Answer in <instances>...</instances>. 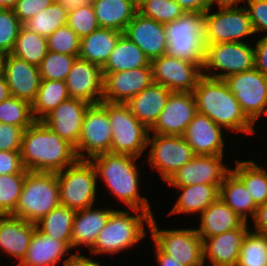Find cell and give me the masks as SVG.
<instances>
[{"mask_svg":"<svg viewBox=\"0 0 267 266\" xmlns=\"http://www.w3.org/2000/svg\"><path fill=\"white\" fill-rule=\"evenodd\" d=\"M20 153L24 168L32 172L58 173L78 160L75 147L42 121L24 130Z\"/></svg>","mask_w":267,"mask_h":266,"instance_id":"obj_1","label":"cell"},{"mask_svg":"<svg viewBox=\"0 0 267 266\" xmlns=\"http://www.w3.org/2000/svg\"><path fill=\"white\" fill-rule=\"evenodd\" d=\"M192 93L197 113L209 117L225 129L255 133L254 124L243 113L240 103L223 79L202 76Z\"/></svg>","mask_w":267,"mask_h":266,"instance_id":"obj_2","label":"cell"},{"mask_svg":"<svg viewBox=\"0 0 267 266\" xmlns=\"http://www.w3.org/2000/svg\"><path fill=\"white\" fill-rule=\"evenodd\" d=\"M137 157L126 154L103 153L91 159L105 185L117 198L131 209L147 211L151 215L148 199L139 192V172L135 164Z\"/></svg>","mask_w":267,"mask_h":266,"instance_id":"obj_3","label":"cell"},{"mask_svg":"<svg viewBox=\"0 0 267 266\" xmlns=\"http://www.w3.org/2000/svg\"><path fill=\"white\" fill-rule=\"evenodd\" d=\"M165 55L197 64L205 63V16L202 12H185L176 20L164 24Z\"/></svg>","mask_w":267,"mask_h":266,"instance_id":"obj_4","label":"cell"},{"mask_svg":"<svg viewBox=\"0 0 267 266\" xmlns=\"http://www.w3.org/2000/svg\"><path fill=\"white\" fill-rule=\"evenodd\" d=\"M61 205L57 173L28 171L13 216L37 223Z\"/></svg>","mask_w":267,"mask_h":266,"instance_id":"obj_5","label":"cell"},{"mask_svg":"<svg viewBox=\"0 0 267 266\" xmlns=\"http://www.w3.org/2000/svg\"><path fill=\"white\" fill-rule=\"evenodd\" d=\"M137 216L128 211L114 210L105 227L100 231L94 245L90 248L94 254H115L128 249L146 236L144 221L150 223L151 215L147 211L132 209ZM139 212H141L139 214Z\"/></svg>","mask_w":267,"mask_h":266,"instance_id":"obj_6","label":"cell"},{"mask_svg":"<svg viewBox=\"0 0 267 266\" xmlns=\"http://www.w3.org/2000/svg\"><path fill=\"white\" fill-rule=\"evenodd\" d=\"M61 205L75 211L93 206L97 172L91 160L78 159L57 173Z\"/></svg>","mask_w":267,"mask_h":266,"instance_id":"obj_7","label":"cell"},{"mask_svg":"<svg viewBox=\"0 0 267 266\" xmlns=\"http://www.w3.org/2000/svg\"><path fill=\"white\" fill-rule=\"evenodd\" d=\"M106 110L112 129L111 153L138 158L147 149L149 129L126 104L106 102Z\"/></svg>","mask_w":267,"mask_h":266,"instance_id":"obj_8","label":"cell"},{"mask_svg":"<svg viewBox=\"0 0 267 266\" xmlns=\"http://www.w3.org/2000/svg\"><path fill=\"white\" fill-rule=\"evenodd\" d=\"M219 10L205 13V43L242 42L241 38L255 34L245 7L238 2H217ZM211 13V14H210Z\"/></svg>","mask_w":267,"mask_h":266,"instance_id":"obj_9","label":"cell"},{"mask_svg":"<svg viewBox=\"0 0 267 266\" xmlns=\"http://www.w3.org/2000/svg\"><path fill=\"white\" fill-rule=\"evenodd\" d=\"M254 47L243 42H222L206 45L202 75L213 79H225L233 74L254 69ZM219 70L224 72H217ZM217 70V71H216ZM216 71L215 73H212ZM211 72V74H210Z\"/></svg>","mask_w":267,"mask_h":266,"instance_id":"obj_10","label":"cell"},{"mask_svg":"<svg viewBox=\"0 0 267 266\" xmlns=\"http://www.w3.org/2000/svg\"><path fill=\"white\" fill-rule=\"evenodd\" d=\"M151 238L163 253L183 266H203V240L196 229L160 230L152 216Z\"/></svg>","mask_w":267,"mask_h":266,"instance_id":"obj_11","label":"cell"},{"mask_svg":"<svg viewBox=\"0 0 267 266\" xmlns=\"http://www.w3.org/2000/svg\"><path fill=\"white\" fill-rule=\"evenodd\" d=\"M111 143L112 129L106 102L90 104L84 114L81 136L75 148L78 159L91 160L95 156L111 152Z\"/></svg>","mask_w":267,"mask_h":266,"instance_id":"obj_12","label":"cell"},{"mask_svg":"<svg viewBox=\"0 0 267 266\" xmlns=\"http://www.w3.org/2000/svg\"><path fill=\"white\" fill-rule=\"evenodd\" d=\"M246 117L255 124L260 115L267 116V76L257 69L233 74L224 79Z\"/></svg>","mask_w":267,"mask_h":266,"instance_id":"obj_13","label":"cell"},{"mask_svg":"<svg viewBox=\"0 0 267 266\" xmlns=\"http://www.w3.org/2000/svg\"><path fill=\"white\" fill-rule=\"evenodd\" d=\"M148 146L151 148L148 161L165 182L195 156L183 136L154 134L151 138L149 134Z\"/></svg>","mask_w":267,"mask_h":266,"instance_id":"obj_14","label":"cell"},{"mask_svg":"<svg viewBox=\"0 0 267 266\" xmlns=\"http://www.w3.org/2000/svg\"><path fill=\"white\" fill-rule=\"evenodd\" d=\"M153 82L163 85L171 92H193L202 69L195 63L162 55L151 60Z\"/></svg>","mask_w":267,"mask_h":266,"instance_id":"obj_15","label":"cell"},{"mask_svg":"<svg viewBox=\"0 0 267 266\" xmlns=\"http://www.w3.org/2000/svg\"><path fill=\"white\" fill-rule=\"evenodd\" d=\"M222 160V155H195L167 183L174 188L196 184H210L220 188L225 177L231 172L230 168L223 165Z\"/></svg>","mask_w":267,"mask_h":266,"instance_id":"obj_16","label":"cell"},{"mask_svg":"<svg viewBox=\"0 0 267 266\" xmlns=\"http://www.w3.org/2000/svg\"><path fill=\"white\" fill-rule=\"evenodd\" d=\"M196 114L197 107L192 92H171L166 106L149 131L159 135L183 136Z\"/></svg>","mask_w":267,"mask_h":266,"instance_id":"obj_17","label":"cell"},{"mask_svg":"<svg viewBox=\"0 0 267 266\" xmlns=\"http://www.w3.org/2000/svg\"><path fill=\"white\" fill-rule=\"evenodd\" d=\"M103 76V101L108 103L125 104L153 83L151 67L103 73Z\"/></svg>","mask_w":267,"mask_h":266,"instance_id":"obj_18","label":"cell"},{"mask_svg":"<svg viewBox=\"0 0 267 266\" xmlns=\"http://www.w3.org/2000/svg\"><path fill=\"white\" fill-rule=\"evenodd\" d=\"M103 80L102 67L77 57L65 82L70 98L95 104L103 101Z\"/></svg>","mask_w":267,"mask_h":266,"instance_id":"obj_19","label":"cell"},{"mask_svg":"<svg viewBox=\"0 0 267 266\" xmlns=\"http://www.w3.org/2000/svg\"><path fill=\"white\" fill-rule=\"evenodd\" d=\"M90 103L69 98L61 102L42 122L75 148L82 132L83 117Z\"/></svg>","mask_w":267,"mask_h":266,"instance_id":"obj_20","label":"cell"},{"mask_svg":"<svg viewBox=\"0 0 267 266\" xmlns=\"http://www.w3.org/2000/svg\"><path fill=\"white\" fill-rule=\"evenodd\" d=\"M3 75L10 88L11 96L30 104L35 101L42 80L38 66L29 64L12 54H6Z\"/></svg>","mask_w":267,"mask_h":266,"instance_id":"obj_21","label":"cell"},{"mask_svg":"<svg viewBox=\"0 0 267 266\" xmlns=\"http://www.w3.org/2000/svg\"><path fill=\"white\" fill-rule=\"evenodd\" d=\"M123 34L134 42L150 61L165 55L167 43L164 24L137 12Z\"/></svg>","mask_w":267,"mask_h":266,"instance_id":"obj_22","label":"cell"},{"mask_svg":"<svg viewBox=\"0 0 267 266\" xmlns=\"http://www.w3.org/2000/svg\"><path fill=\"white\" fill-rule=\"evenodd\" d=\"M222 126L197 113L183 134L195 155H222L224 140Z\"/></svg>","mask_w":267,"mask_h":266,"instance_id":"obj_23","label":"cell"},{"mask_svg":"<svg viewBox=\"0 0 267 266\" xmlns=\"http://www.w3.org/2000/svg\"><path fill=\"white\" fill-rule=\"evenodd\" d=\"M245 223L239 229L226 231L203 241V262L208 257L212 266H237L242 242L249 229Z\"/></svg>","mask_w":267,"mask_h":266,"instance_id":"obj_24","label":"cell"},{"mask_svg":"<svg viewBox=\"0 0 267 266\" xmlns=\"http://www.w3.org/2000/svg\"><path fill=\"white\" fill-rule=\"evenodd\" d=\"M35 229V223L25 221L12 214H0L1 250L17 258L20 263L28 251V246Z\"/></svg>","mask_w":267,"mask_h":266,"instance_id":"obj_25","label":"cell"},{"mask_svg":"<svg viewBox=\"0 0 267 266\" xmlns=\"http://www.w3.org/2000/svg\"><path fill=\"white\" fill-rule=\"evenodd\" d=\"M170 93L168 88L153 82L125 104L131 113L150 129L166 106Z\"/></svg>","mask_w":267,"mask_h":266,"instance_id":"obj_26","label":"cell"},{"mask_svg":"<svg viewBox=\"0 0 267 266\" xmlns=\"http://www.w3.org/2000/svg\"><path fill=\"white\" fill-rule=\"evenodd\" d=\"M70 249L71 242L50 238L35 229L28 251L17 266H55Z\"/></svg>","mask_w":267,"mask_h":266,"instance_id":"obj_27","label":"cell"},{"mask_svg":"<svg viewBox=\"0 0 267 266\" xmlns=\"http://www.w3.org/2000/svg\"><path fill=\"white\" fill-rule=\"evenodd\" d=\"M92 207L75 212L71 234V248L82 245L88 247V249L91 248L114 211V209H95Z\"/></svg>","mask_w":267,"mask_h":266,"instance_id":"obj_28","label":"cell"},{"mask_svg":"<svg viewBox=\"0 0 267 266\" xmlns=\"http://www.w3.org/2000/svg\"><path fill=\"white\" fill-rule=\"evenodd\" d=\"M200 215V227L196 230L203 241L226 231L239 229L246 223L219 197Z\"/></svg>","mask_w":267,"mask_h":266,"instance_id":"obj_29","label":"cell"},{"mask_svg":"<svg viewBox=\"0 0 267 266\" xmlns=\"http://www.w3.org/2000/svg\"><path fill=\"white\" fill-rule=\"evenodd\" d=\"M100 28H111L124 33L138 12L136 0H92Z\"/></svg>","mask_w":267,"mask_h":266,"instance_id":"obj_30","label":"cell"},{"mask_svg":"<svg viewBox=\"0 0 267 266\" xmlns=\"http://www.w3.org/2000/svg\"><path fill=\"white\" fill-rule=\"evenodd\" d=\"M123 33L111 28H98L81 38L79 58L103 67Z\"/></svg>","mask_w":267,"mask_h":266,"instance_id":"obj_31","label":"cell"},{"mask_svg":"<svg viewBox=\"0 0 267 266\" xmlns=\"http://www.w3.org/2000/svg\"><path fill=\"white\" fill-rule=\"evenodd\" d=\"M151 61L145 53L129 38L122 34L106 64L102 67L103 73L128 71L142 67H151Z\"/></svg>","mask_w":267,"mask_h":266,"instance_id":"obj_32","label":"cell"},{"mask_svg":"<svg viewBox=\"0 0 267 266\" xmlns=\"http://www.w3.org/2000/svg\"><path fill=\"white\" fill-rule=\"evenodd\" d=\"M219 198L246 223H248V215H251L252 219L254 218L258 206L254 203L243 182L232 171L225 177L219 188Z\"/></svg>","mask_w":267,"mask_h":266,"instance_id":"obj_33","label":"cell"},{"mask_svg":"<svg viewBox=\"0 0 267 266\" xmlns=\"http://www.w3.org/2000/svg\"><path fill=\"white\" fill-rule=\"evenodd\" d=\"M176 188L181 189L182 192L169 215L184 212L201 214L219 197V188L216 185L196 184Z\"/></svg>","mask_w":267,"mask_h":266,"instance_id":"obj_34","label":"cell"},{"mask_svg":"<svg viewBox=\"0 0 267 266\" xmlns=\"http://www.w3.org/2000/svg\"><path fill=\"white\" fill-rule=\"evenodd\" d=\"M65 81L41 80L35 101L31 104L35 121H42L61 102L69 99ZM38 115V117H37Z\"/></svg>","mask_w":267,"mask_h":266,"instance_id":"obj_35","label":"cell"},{"mask_svg":"<svg viewBox=\"0 0 267 266\" xmlns=\"http://www.w3.org/2000/svg\"><path fill=\"white\" fill-rule=\"evenodd\" d=\"M231 171L243 182L254 203L259 206L267 202V171L254 161L236 160Z\"/></svg>","mask_w":267,"mask_h":266,"instance_id":"obj_36","label":"cell"},{"mask_svg":"<svg viewBox=\"0 0 267 266\" xmlns=\"http://www.w3.org/2000/svg\"><path fill=\"white\" fill-rule=\"evenodd\" d=\"M75 212L73 209L59 205L35 223L36 229L50 238L71 242Z\"/></svg>","mask_w":267,"mask_h":266,"instance_id":"obj_37","label":"cell"},{"mask_svg":"<svg viewBox=\"0 0 267 266\" xmlns=\"http://www.w3.org/2000/svg\"><path fill=\"white\" fill-rule=\"evenodd\" d=\"M48 52L47 38L20 28L15 46L11 54L19 59L25 60L29 64L39 66Z\"/></svg>","mask_w":267,"mask_h":266,"instance_id":"obj_38","label":"cell"},{"mask_svg":"<svg viewBox=\"0 0 267 266\" xmlns=\"http://www.w3.org/2000/svg\"><path fill=\"white\" fill-rule=\"evenodd\" d=\"M68 11L63 4L54 2L47 9H43L23 23V27L47 38L59 27L67 25Z\"/></svg>","mask_w":267,"mask_h":266,"instance_id":"obj_39","label":"cell"},{"mask_svg":"<svg viewBox=\"0 0 267 266\" xmlns=\"http://www.w3.org/2000/svg\"><path fill=\"white\" fill-rule=\"evenodd\" d=\"M237 266H267V235L247 232Z\"/></svg>","mask_w":267,"mask_h":266,"instance_id":"obj_40","label":"cell"},{"mask_svg":"<svg viewBox=\"0 0 267 266\" xmlns=\"http://www.w3.org/2000/svg\"><path fill=\"white\" fill-rule=\"evenodd\" d=\"M34 121L29 102L11 96L0 103V123L26 129Z\"/></svg>","mask_w":267,"mask_h":266,"instance_id":"obj_41","label":"cell"},{"mask_svg":"<svg viewBox=\"0 0 267 266\" xmlns=\"http://www.w3.org/2000/svg\"><path fill=\"white\" fill-rule=\"evenodd\" d=\"M28 170L21 173L0 175V214H13L21 195Z\"/></svg>","mask_w":267,"mask_h":266,"instance_id":"obj_42","label":"cell"},{"mask_svg":"<svg viewBox=\"0 0 267 266\" xmlns=\"http://www.w3.org/2000/svg\"><path fill=\"white\" fill-rule=\"evenodd\" d=\"M138 12L159 23H170L181 17L185 11L175 0H141Z\"/></svg>","mask_w":267,"mask_h":266,"instance_id":"obj_43","label":"cell"},{"mask_svg":"<svg viewBox=\"0 0 267 266\" xmlns=\"http://www.w3.org/2000/svg\"><path fill=\"white\" fill-rule=\"evenodd\" d=\"M77 56L48 51L38 66L42 80L65 81Z\"/></svg>","mask_w":267,"mask_h":266,"instance_id":"obj_44","label":"cell"},{"mask_svg":"<svg viewBox=\"0 0 267 266\" xmlns=\"http://www.w3.org/2000/svg\"><path fill=\"white\" fill-rule=\"evenodd\" d=\"M47 43L48 51L79 57L81 38L68 25L48 36Z\"/></svg>","mask_w":267,"mask_h":266,"instance_id":"obj_45","label":"cell"},{"mask_svg":"<svg viewBox=\"0 0 267 266\" xmlns=\"http://www.w3.org/2000/svg\"><path fill=\"white\" fill-rule=\"evenodd\" d=\"M23 24L12 9H0V52L11 54Z\"/></svg>","mask_w":267,"mask_h":266,"instance_id":"obj_46","label":"cell"},{"mask_svg":"<svg viewBox=\"0 0 267 266\" xmlns=\"http://www.w3.org/2000/svg\"><path fill=\"white\" fill-rule=\"evenodd\" d=\"M67 25L83 38L99 28L93 5H86L68 11Z\"/></svg>","mask_w":267,"mask_h":266,"instance_id":"obj_47","label":"cell"},{"mask_svg":"<svg viewBox=\"0 0 267 266\" xmlns=\"http://www.w3.org/2000/svg\"><path fill=\"white\" fill-rule=\"evenodd\" d=\"M24 128L0 123V151L20 152Z\"/></svg>","mask_w":267,"mask_h":266,"instance_id":"obj_48","label":"cell"},{"mask_svg":"<svg viewBox=\"0 0 267 266\" xmlns=\"http://www.w3.org/2000/svg\"><path fill=\"white\" fill-rule=\"evenodd\" d=\"M52 3H54L53 0H19L12 10L23 24L43 9H47Z\"/></svg>","mask_w":267,"mask_h":266,"instance_id":"obj_49","label":"cell"},{"mask_svg":"<svg viewBox=\"0 0 267 266\" xmlns=\"http://www.w3.org/2000/svg\"><path fill=\"white\" fill-rule=\"evenodd\" d=\"M245 1V0H242ZM247 10L255 33L267 31V0H246Z\"/></svg>","mask_w":267,"mask_h":266,"instance_id":"obj_50","label":"cell"},{"mask_svg":"<svg viewBox=\"0 0 267 266\" xmlns=\"http://www.w3.org/2000/svg\"><path fill=\"white\" fill-rule=\"evenodd\" d=\"M24 169L20 152L0 151V175L21 173Z\"/></svg>","mask_w":267,"mask_h":266,"instance_id":"obj_51","label":"cell"},{"mask_svg":"<svg viewBox=\"0 0 267 266\" xmlns=\"http://www.w3.org/2000/svg\"><path fill=\"white\" fill-rule=\"evenodd\" d=\"M254 47V68L267 76V35L259 39Z\"/></svg>","mask_w":267,"mask_h":266,"instance_id":"obj_52","label":"cell"},{"mask_svg":"<svg viewBox=\"0 0 267 266\" xmlns=\"http://www.w3.org/2000/svg\"><path fill=\"white\" fill-rule=\"evenodd\" d=\"M186 12H202L205 13L214 5L215 0H175Z\"/></svg>","mask_w":267,"mask_h":266,"instance_id":"obj_53","label":"cell"},{"mask_svg":"<svg viewBox=\"0 0 267 266\" xmlns=\"http://www.w3.org/2000/svg\"><path fill=\"white\" fill-rule=\"evenodd\" d=\"M255 229L254 232L267 235V202L257 207L253 218Z\"/></svg>","mask_w":267,"mask_h":266,"instance_id":"obj_54","label":"cell"},{"mask_svg":"<svg viewBox=\"0 0 267 266\" xmlns=\"http://www.w3.org/2000/svg\"><path fill=\"white\" fill-rule=\"evenodd\" d=\"M63 266H102L100 263L93 261L83 255L72 254L63 261Z\"/></svg>","mask_w":267,"mask_h":266,"instance_id":"obj_55","label":"cell"},{"mask_svg":"<svg viewBox=\"0 0 267 266\" xmlns=\"http://www.w3.org/2000/svg\"><path fill=\"white\" fill-rule=\"evenodd\" d=\"M155 253L159 266H183L182 264L178 263V261H175L171 256L163 253L156 245Z\"/></svg>","mask_w":267,"mask_h":266,"instance_id":"obj_56","label":"cell"},{"mask_svg":"<svg viewBox=\"0 0 267 266\" xmlns=\"http://www.w3.org/2000/svg\"><path fill=\"white\" fill-rule=\"evenodd\" d=\"M56 3H61L68 10L79 8L86 5H91L92 0H53Z\"/></svg>","mask_w":267,"mask_h":266,"instance_id":"obj_57","label":"cell"},{"mask_svg":"<svg viewBox=\"0 0 267 266\" xmlns=\"http://www.w3.org/2000/svg\"><path fill=\"white\" fill-rule=\"evenodd\" d=\"M11 97L10 88L5 80V77L0 74V103Z\"/></svg>","mask_w":267,"mask_h":266,"instance_id":"obj_58","label":"cell"},{"mask_svg":"<svg viewBox=\"0 0 267 266\" xmlns=\"http://www.w3.org/2000/svg\"><path fill=\"white\" fill-rule=\"evenodd\" d=\"M19 0H0V9H12Z\"/></svg>","mask_w":267,"mask_h":266,"instance_id":"obj_59","label":"cell"},{"mask_svg":"<svg viewBox=\"0 0 267 266\" xmlns=\"http://www.w3.org/2000/svg\"><path fill=\"white\" fill-rule=\"evenodd\" d=\"M4 58H5V54L0 52V74L3 73Z\"/></svg>","mask_w":267,"mask_h":266,"instance_id":"obj_60","label":"cell"}]
</instances>
